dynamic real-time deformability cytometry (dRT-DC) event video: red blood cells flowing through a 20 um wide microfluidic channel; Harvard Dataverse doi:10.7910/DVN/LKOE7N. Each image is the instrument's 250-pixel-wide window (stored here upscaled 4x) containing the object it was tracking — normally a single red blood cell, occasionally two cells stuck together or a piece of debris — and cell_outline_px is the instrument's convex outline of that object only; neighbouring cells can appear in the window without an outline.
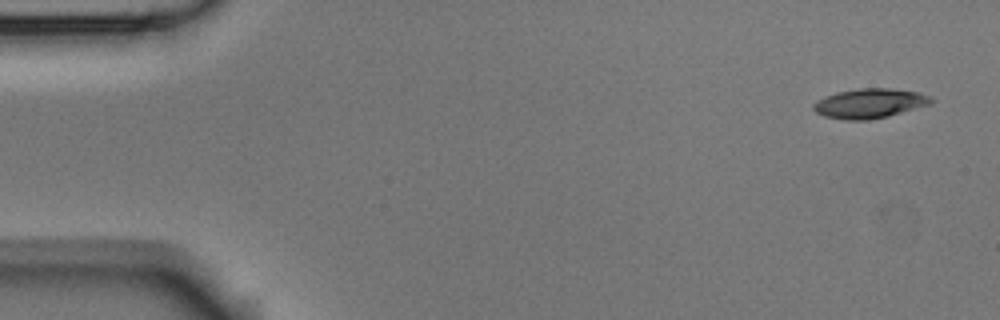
{"species": "Egyptian fruit bat (a non-hibernating species)", "species_latin": "Rousettus aegyptiacus", "temperature_condition": "room temperature", "stored_images_in_passage": 7, "camera_frame_rate_fps": 3000, "um_per_image_px": 0.085, "animal": {"sex": "male"}, "frame": {"image": 1, "passage_image": 1, "time_ms": 0.0, "image_size_px": [1000, 320], "cell_outline_px": [[936, 100], [928, 104], [888, 116], [868, 120], [848, 120], [824, 116], [816, 112], [812, 108], [812, 104], [816, 100], [824, 96], [836, 92], [860, 88], [892, 88], [920, 92], [932, 96]], "centroid_in_image_um": [73.91, 8.77], "position_along_channel_um": 11.1, "area_um2": 20.4}}
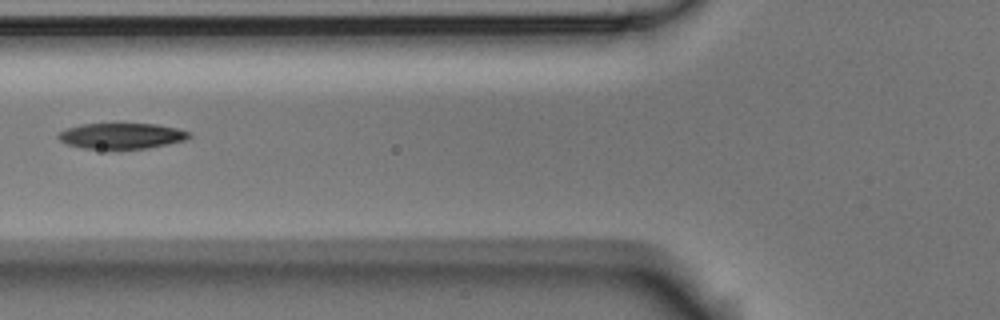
{"frame": {"image": 2, "passage_image": 6, "time_ms": 1.667, "image_size_px": [1000, 320], "cell_outline_px": [[192, 136], [184, 140], [168, 144], [148, 148], [116, 152], [84, 148], [68, 144], [60, 140], [56, 136], [60, 132], [68, 128], [80, 124], [156, 124], [176, 128], [192, 132]], "centroid_in_image_um": [10.35, 11.59], "position_along_channel_um": 115.5, "area_um2": 20.29}}
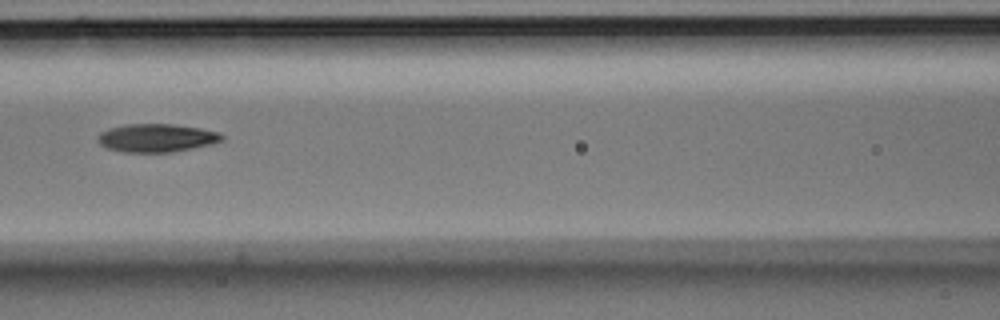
{"frame": {"image": 3, "passage_image": 7, "time_ms": 2.0, "image_size_px": [1000, 320], "cell_outline_px": [[224, 140], [212, 144], [172, 152], [124, 152], [108, 148], [100, 144], [96, 140], [96, 136], [100, 132], [108, 128], [128, 124], [172, 124], [200, 128], [220, 132], [224, 136]], "centroid_in_image_um": [13.31, 11.72], "position_along_channel_um": 153.3, "area_um2": 20.52}}